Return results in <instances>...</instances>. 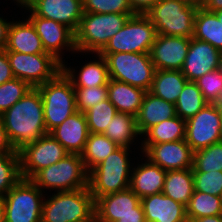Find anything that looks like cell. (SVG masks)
<instances>
[{"label":"cell","mask_w":222,"mask_h":222,"mask_svg":"<svg viewBox=\"0 0 222 222\" xmlns=\"http://www.w3.org/2000/svg\"><path fill=\"white\" fill-rule=\"evenodd\" d=\"M141 199L130 189L103 195L95 200V222H117L127 214H137Z\"/></svg>","instance_id":"cell-19"},{"label":"cell","mask_w":222,"mask_h":222,"mask_svg":"<svg viewBox=\"0 0 222 222\" xmlns=\"http://www.w3.org/2000/svg\"><path fill=\"white\" fill-rule=\"evenodd\" d=\"M193 38L207 42L222 52V21L201 6L195 13Z\"/></svg>","instance_id":"cell-28"},{"label":"cell","mask_w":222,"mask_h":222,"mask_svg":"<svg viewBox=\"0 0 222 222\" xmlns=\"http://www.w3.org/2000/svg\"><path fill=\"white\" fill-rule=\"evenodd\" d=\"M194 192L192 168L183 170H168L162 193L185 206Z\"/></svg>","instance_id":"cell-29"},{"label":"cell","mask_w":222,"mask_h":222,"mask_svg":"<svg viewBox=\"0 0 222 222\" xmlns=\"http://www.w3.org/2000/svg\"><path fill=\"white\" fill-rule=\"evenodd\" d=\"M43 193L31 180L21 178L2 197L5 222H41Z\"/></svg>","instance_id":"cell-9"},{"label":"cell","mask_w":222,"mask_h":222,"mask_svg":"<svg viewBox=\"0 0 222 222\" xmlns=\"http://www.w3.org/2000/svg\"><path fill=\"white\" fill-rule=\"evenodd\" d=\"M220 141L222 142V108H221Z\"/></svg>","instance_id":"cell-54"},{"label":"cell","mask_w":222,"mask_h":222,"mask_svg":"<svg viewBox=\"0 0 222 222\" xmlns=\"http://www.w3.org/2000/svg\"><path fill=\"white\" fill-rule=\"evenodd\" d=\"M156 36L150 19L145 14H136L127 20L100 53H149Z\"/></svg>","instance_id":"cell-10"},{"label":"cell","mask_w":222,"mask_h":222,"mask_svg":"<svg viewBox=\"0 0 222 222\" xmlns=\"http://www.w3.org/2000/svg\"><path fill=\"white\" fill-rule=\"evenodd\" d=\"M27 7L36 16L66 25L74 33L83 15L82 0H33Z\"/></svg>","instance_id":"cell-18"},{"label":"cell","mask_w":222,"mask_h":222,"mask_svg":"<svg viewBox=\"0 0 222 222\" xmlns=\"http://www.w3.org/2000/svg\"><path fill=\"white\" fill-rule=\"evenodd\" d=\"M195 82L208 103L218 104L222 97V67L204 74Z\"/></svg>","instance_id":"cell-39"},{"label":"cell","mask_w":222,"mask_h":222,"mask_svg":"<svg viewBox=\"0 0 222 222\" xmlns=\"http://www.w3.org/2000/svg\"><path fill=\"white\" fill-rule=\"evenodd\" d=\"M116 107L109 101H101L84 112L89 133H104L117 113Z\"/></svg>","instance_id":"cell-35"},{"label":"cell","mask_w":222,"mask_h":222,"mask_svg":"<svg viewBox=\"0 0 222 222\" xmlns=\"http://www.w3.org/2000/svg\"><path fill=\"white\" fill-rule=\"evenodd\" d=\"M119 146L102 133H89L85 148L81 153L86 170L89 172Z\"/></svg>","instance_id":"cell-32"},{"label":"cell","mask_w":222,"mask_h":222,"mask_svg":"<svg viewBox=\"0 0 222 222\" xmlns=\"http://www.w3.org/2000/svg\"><path fill=\"white\" fill-rule=\"evenodd\" d=\"M94 208L89 188L57 191L44 198L41 222H95Z\"/></svg>","instance_id":"cell-3"},{"label":"cell","mask_w":222,"mask_h":222,"mask_svg":"<svg viewBox=\"0 0 222 222\" xmlns=\"http://www.w3.org/2000/svg\"><path fill=\"white\" fill-rule=\"evenodd\" d=\"M6 52L14 77L27 82L32 88L52 80L62 70V64L49 53Z\"/></svg>","instance_id":"cell-11"},{"label":"cell","mask_w":222,"mask_h":222,"mask_svg":"<svg viewBox=\"0 0 222 222\" xmlns=\"http://www.w3.org/2000/svg\"><path fill=\"white\" fill-rule=\"evenodd\" d=\"M36 88L42 97L48 133L77 112L73 84L62 70L52 80Z\"/></svg>","instance_id":"cell-6"},{"label":"cell","mask_w":222,"mask_h":222,"mask_svg":"<svg viewBox=\"0 0 222 222\" xmlns=\"http://www.w3.org/2000/svg\"><path fill=\"white\" fill-rule=\"evenodd\" d=\"M118 146L132 147L134 140L141 137L137 129L136 117L117 112L103 133ZM139 135V137H138Z\"/></svg>","instance_id":"cell-30"},{"label":"cell","mask_w":222,"mask_h":222,"mask_svg":"<svg viewBox=\"0 0 222 222\" xmlns=\"http://www.w3.org/2000/svg\"><path fill=\"white\" fill-rule=\"evenodd\" d=\"M5 50L26 54L46 53L35 27L27 18L25 21H10Z\"/></svg>","instance_id":"cell-23"},{"label":"cell","mask_w":222,"mask_h":222,"mask_svg":"<svg viewBox=\"0 0 222 222\" xmlns=\"http://www.w3.org/2000/svg\"><path fill=\"white\" fill-rule=\"evenodd\" d=\"M187 81L179 70H156L149 92L175 104Z\"/></svg>","instance_id":"cell-27"},{"label":"cell","mask_w":222,"mask_h":222,"mask_svg":"<svg viewBox=\"0 0 222 222\" xmlns=\"http://www.w3.org/2000/svg\"><path fill=\"white\" fill-rule=\"evenodd\" d=\"M188 1L189 3H192V4H196L198 6H201L205 0H186Z\"/></svg>","instance_id":"cell-52"},{"label":"cell","mask_w":222,"mask_h":222,"mask_svg":"<svg viewBox=\"0 0 222 222\" xmlns=\"http://www.w3.org/2000/svg\"><path fill=\"white\" fill-rule=\"evenodd\" d=\"M136 14L83 12L75 32L76 53H100L109 40Z\"/></svg>","instance_id":"cell-4"},{"label":"cell","mask_w":222,"mask_h":222,"mask_svg":"<svg viewBox=\"0 0 222 222\" xmlns=\"http://www.w3.org/2000/svg\"><path fill=\"white\" fill-rule=\"evenodd\" d=\"M15 78L5 49H0V85Z\"/></svg>","instance_id":"cell-43"},{"label":"cell","mask_w":222,"mask_h":222,"mask_svg":"<svg viewBox=\"0 0 222 222\" xmlns=\"http://www.w3.org/2000/svg\"><path fill=\"white\" fill-rule=\"evenodd\" d=\"M88 176L81 154L69 153L55 164L38 171L30 180L43 192L45 189L72 191L88 188Z\"/></svg>","instance_id":"cell-7"},{"label":"cell","mask_w":222,"mask_h":222,"mask_svg":"<svg viewBox=\"0 0 222 222\" xmlns=\"http://www.w3.org/2000/svg\"><path fill=\"white\" fill-rule=\"evenodd\" d=\"M186 121L179 116L171 117L149 128L141 144H159L185 139Z\"/></svg>","instance_id":"cell-31"},{"label":"cell","mask_w":222,"mask_h":222,"mask_svg":"<svg viewBox=\"0 0 222 222\" xmlns=\"http://www.w3.org/2000/svg\"><path fill=\"white\" fill-rule=\"evenodd\" d=\"M221 108L208 103L186 121L185 140L193 152L220 142Z\"/></svg>","instance_id":"cell-13"},{"label":"cell","mask_w":222,"mask_h":222,"mask_svg":"<svg viewBox=\"0 0 222 222\" xmlns=\"http://www.w3.org/2000/svg\"><path fill=\"white\" fill-rule=\"evenodd\" d=\"M107 89L108 99L118 112L137 116L147 91L113 79L109 80Z\"/></svg>","instance_id":"cell-26"},{"label":"cell","mask_w":222,"mask_h":222,"mask_svg":"<svg viewBox=\"0 0 222 222\" xmlns=\"http://www.w3.org/2000/svg\"><path fill=\"white\" fill-rule=\"evenodd\" d=\"M10 22L0 17V49H5L7 45L8 27Z\"/></svg>","instance_id":"cell-47"},{"label":"cell","mask_w":222,"mask_h":222,"mask_svg":"<svg viewBox=\"0 0 222 222\" xmlns=\"http://www.w3.org/2000/svg\"><path fill=\"white\" fill-rule=\"evenodd\" d=\"M98 60H92L81 66L79 73L68 67L65 62L62 64V71L71 80L74 88H87L107 85L110 77L107 62L100 53H96ZM77 73V75H76Z\"/></svg>","instance_id":"cell-25"},{"label":"cell","mask_w":222,"mask_h":222,"mask_svg":"<svg viewBox=\"0 0 222 222\" xmlns=\"http://www.w3.org/2000/svg\"><path fill=\"white\" fill-rule=\"evenodd\" d=\"M6 153H19L15 150L12 143L10 142L7 132L4 128L3 122L0 118V154Z\"/></svg>","instance_id":"cell-44"},{"label":"cell","mask_w":222,"mask_h":222,"mask_svg":"<svg viewBox=\"0 0 222 222\" xmlns=\"http://www.w3.org/2000/svg\"><path fill=\"white\" fill-rule=\"evenodd\" d=\"M13 1H15L18 7L20 6L22 9L23 7H26L29 3H31L33 0H13Z\"/></svg>","instance_id":"cell-51"},{"label":"cell","mask_w":222,"mask_h":222,"mask_svg":"<svg viewBox=\"0 0 222 222\" xmlns=\"http://www.w3.org/2000/svg\"><path fill=\"white\" fill-rule=\"evenodd\" d=\"M117 222H146L141 202L137 205V214H127L120 217Z\"/></svg>","instance_id":"cell-46"},{"label":"cell","mask_w":222,"mask_h":222,"mask_svg":"<svg viewBox=\"0 0 222 222\" xmlns=\"http://www.w3.org/2000/svg\"><path fill=\"white\" fill-rule=\"evenodd\" d=\"M222 67V52L207 42L190 39L188 54L181 72L188 81L195 82L204 74Z\"/></svg>","instance_id":"cell-17"},{"label":"cell","mask_w":222,"mask_h":222,"mask_svg":"<svg viewBox=\"0 0 222 222\" xmlns=\"http://www.w3.org/2000/svg\"><path fill=\"white\" fill-rule=\"evenodd\" d=\"M74 91L77 111L83 113L101 101L108 99L107 85L87 88H74Z\"/></svg>","instance_id":"cell-41"},{"label":"cell","mask_w":222,"mask_h":222,"mask_svg":"<svg viewBox=\"0 0 222 222\" xmlns=\"http://www.w3.org/2000/svg\"><path fill=\"white\" fill-rule=\"evenodd\" d=\"M189 222L206 216L222 215L221 197L194 191L186 206Z\"/></svg>","instance_id":"cell-34"},{"label":"cell","mask_w":222,"mask_h":222,"mask_svg":"<svg viewBox=\"0 0 222 222\" xmlns=\"http://www.w3.org/2000/svg\"><path fill=\"white\" fill-rule=\"evenodd\" d=\"M198 7L186 0H158L145 15L157 34L192 38Z\"/></svg>","instance_id":"cell-5"},{"label":"cell","mask_w":222,"mask_h":222,"mask_svg":"<svg viewBox=\"0 0 222 222\" xmlns=\"http://www.w3.org/2000/svg\"><path fill=\"white\" fill-rule=\"evenodd\" d=\"M20 179L19 153L0 154V197H3Z\"/></svg>","instance_id":"cell-37"},{"label":"cell","mask_w":222,"mask_h":222,"mask_svg":"<svg viewBox=\"0 0 222 222\" xmlns=\"http://www.w3.org/2000/svg\"><path fill=\"white\" fill-rule=\"evenodd\" d=\"M201 7L208 11L215 12L222 9V0H205Z\"/></svg>","instance_id":"cell-48"},{"label":"cell","mask_w":222,"mask_h":222,"mask_svg":"<svg viewBox=\"0 0 222 222\" xmlns=\"http://www.w3.org/2000/svg\"><path fill=\"white\" fill-rule=\"evenodd\" d=\"M218 105L220 106V108H222V97H221L220 101L218 102Z\"/></svg>","instance_id":"cell-55"},{"label":"cell","mask_w":222,"mask_h":222,"mask_svg":"<svg viewBox=\"0 0 222 222\" xmlns=\"http://www.w3.org/2000/svg\"><path fill=\"white\" fill-rule=\"evenodd\" d=\"M218 18L219 21H222V9L217 10L214 12Z\"/></svg>","instance_id":"cell-53"},{"label":"cell","mask_w":222,"mask_h":222,"mask_svg":"<svg viewBox=\"0 0 222 222\" xmlns=\"http://www.w3.org/2000/svg\"><path fill=\"white\" fill-rule=\"evenodd\" d=\"M32 87L25 81L13 78L0 85V116L19 101Z\"/></svg>","instance_id":"cell-38"},{"label":"cell","mask_w":222,"mask_h":222,"mask_svg":"<svg viewBox=\"0 0 222 222\" xmlns=\"http://www.w3.org/2000/svg\"><path fill=\"white\" fill-rule=\"evenodd\" d=\"M190 39L157 34L149 52L155 69L181 71L188 54Z\"/></svg>","instance_id":"cell-16"},{"label":"cell","mask_w":222,"mask_h":222,"mask_svg":"<svg viewBox=\"0 0 222 222\" xmlns=\"http://www.w3.org/2000/svg\"><path fill=\"white\" fill-rule=\"evenodd\" d=\"M130 152H132L130 148L119 146L89 171L88 188L94 201L103 195L129 188L133 168L130 163Z\"/></svg>","instance_id":"cell-2"},{"label":"cell","mask_w":222,"mask_h":222,"mask_svg":"<svg viewBox=\"0 0 222 222\" xmlns=\"http://www.w3.org/2000/svg\"><path fill=\"white\" fill-rule=\"evenodd\" d=\"M107 62L110 79L149 91L155 66L149 53H100Z\"/></svg>","instance_id":"cell-8"},{"label":"cell","mask_w":222,"mask_h":222,"mask_svg":"<svg viewBox=\"0 0 222 222\" xmlns=\"http://www.w3.org/2000/svg\"><path fill=\"white\" fill-rule=\"evenodd\" d=\"M193 172L222 171V142L194 152Z\"/></svg>","instance_id":"cell-36"},{"label":"cell","mask_w":222,"mask_h":222,"mask_svg":"<svg viewBox=\"0 0 222 222\" xmlns=\"http://www.w3.org/2000/svg\"><path fill=\"white\" fill-rule=\"evenodd\" d=\"M141 205L146 222H188L186 206L162 192L143 197Z\"/></svg>","instance_id":"cell-21"},{"label":"cell","mask_w":222,"mask_h":222,"mask_svg":"<svg viewBox=\"0 0 222 222\" xmlns=\"http://www.w3.org/2000/svg\"><path fill=\"white\" fill-rule=\"evenodd\" d=\"M166 170L152 163L148 158L132 168L129 188L142 199L163 191Z\"/></svg>","instance_id":"cell-22"},{"label":"cell","mask_w":222,"mask_h":222,"mask_svg":"<svg viewBox=\"0 0 222 222\" xmlns=\"http://www.w3.org/2000/svg\"><path fill=\"white\" fill-rule=\"evenodd\" d=\"M136 14H145L158 0H128Z\"/></svg>","instance_id":"cell-45"},{"label":"cell","mask_w":222,"mask_h":222,"mask_svg":"<svg viewBox=\"0 0 222 222\" xmlns=\"http://www.w3.org/2000/svg\"><path fill=\"white\" fill-rule=\"evenodd\" d=\"M174 116H177L175 104L156 97L147 91L136 116L137 129L140 136L142 137L152 126Z\"/></svg>","instance_id":"cell-24"},{"label":"cell","mask_w":222,"mask_h":222,"mask_svg":"<svg viewBox=\"0 0 222 222\" xmlns=\"http://www.w3.org/2000/svg\"><path fill=\"white\" fill-rule=\"evenodd\" d=\"M0 118L16 151L48 133L44 122L43 101L37 88L29 90Z\"/></svg>","instance_id":"cell-1"},{"label":"cell","mask_w":222,"mask_h":222,"mask_svg":"<svg viewBox=\"0 0 222 222\" xmlns=\"http://www.w3.org/2000/svg\"><path fill=\"white\" fill-rule=\"evenodd\" d=\"M193 222H222V215L206 216L197 218Z\"/></svg>","instance_id":"cell-49"},{"label":"cell","mask_w":222,"mask_h":222,"mask_svg":"<svg viewBox=\"0 0 222 222\" xmlns=\"http://www.w3.org/2000/svg\"><path fill=\"white\" fill-rule=\"evenodd\" d=\"M194 191L215 195L222 194V171L193 172Z\"/></svg>","instance_id":"cell-42"},{"label":"cell","mask_w":222,"mask_h":222,"mask_svg":"<svg viewBox=\"0 0 222 222\" xmlns=\"http://www.w3.org/2000/svg\"><path fill=\"white\" fill-rule=\"evenodd\" d=\"M0 222H5V207L2 197H0Z\"/></svg>","instance_id":"cell-50"},{"label":"cell","mask_w":222,"mask_h":222,"mask_svg":"<svg viewBox=\"0 0 222 222\" xmlns=\"http://www.w3.org/2000/svg\"><path fill=\"white\" fill-rule=\"evenodd\" d=\"M20 174L30 180L38 171L65 158L69 152L50 134L26 144L19 151Z\"/></svg>","instance_id":"cell-12"},{"label":"cell","mask_w":222,"mask_h":222,"mask_svg":"<svg viewBox=\"0 0 222 222\" xmlns=\"http://www.w3.org/2000/svg\"><path fill=\"white\" fill-rule=\"evenodd\" d=\"M141 146L143 157L163 170H183L193 167L194 152L185 139L159 144H141Z\"/></svg>","instance_id":"cell-15"},{"label":"cell","mask_w":222,"mask_h":222,"mask_svg":"<svg viewBox=\"0 0 222 222\" xmlns=\"http://www.w3.org/2000/svg\"><path fill=\"white\" fill-rule=\"evenodd\" d=\"M207 104L196 82L187 81L175 103L176 115L187 121Z\"/></svg>","instance_id":"cell-33"},{"label":"cell","mask_w":222,"mask_h":222,"mask_svg":"<svg viewBox=\"0 0 222 222\" xmlns=\"http://www.w3.org/2000/svg\"><path fill=\"white\" fill-rule=\"evenodd\" d=\"M70 154H81L89 135L85 114L77 111L49 132Z\"/></svg>","instance_id":"cell-20"},{"label":"cell","mask_w":222,"mask_h":222,"mask_svg":"<svg viewBox=\"0 0 222 222\" xmlns=\"http://www.w3.org/2000/svg\"><path fill=\"white\" fill-rule=\"evenodd\" d=\"M83 12L136 14L128 0H82Z\"/></svg>","instance_id":"cell-40"},{"label":"cell","mask_w":222,"mask_h":222,"mask_svg":"<svg viewBox=\"0 0 222 222\" xmlns=\"http://www.w3.org/2000/svg\"><path fill=\"white\" fill-rule=\"evenodd\" d=\"M24 8L31 13L27 18L35 27L46 53L51 54L63 64L65 62V60H62V56H64L63 50L67 49L66 51L69 52H77L75 48V33L70 28L54 20L36 16L27 6Z\"/></svg>","instance_id":"cell-14"}]
</instances>
